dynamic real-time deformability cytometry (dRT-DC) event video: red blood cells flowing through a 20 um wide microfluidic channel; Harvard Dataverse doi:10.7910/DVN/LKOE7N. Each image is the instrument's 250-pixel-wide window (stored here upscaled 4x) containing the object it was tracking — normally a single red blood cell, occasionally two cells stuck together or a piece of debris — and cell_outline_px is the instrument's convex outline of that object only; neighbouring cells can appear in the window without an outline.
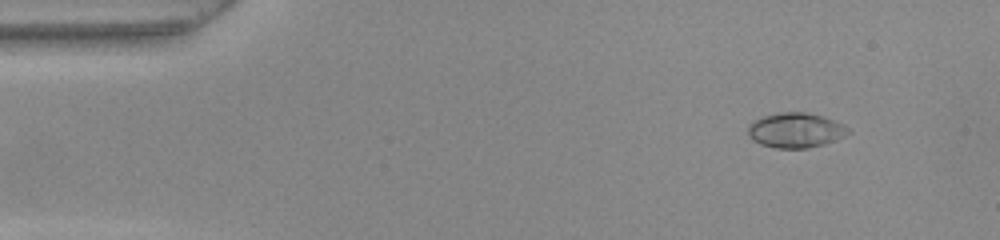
{"species": "common noctule bat (a hibernating species)", "species_latin": "Nyctalus noctula", "temperature_condition": "warm", "stored_images_in_passage": 52, "camera_frame_rate_fps": 3000, "um_per_image_px": 0.085, "animal": {"sex": "female", "body_mass_g": 22.0, "forearm_length_mm": 56.7}, "frame": {"image": 1, "passage_image": 6, "time_ms": 1.667, "image_size_px": [1000, 240], "cell_outline_px": [[852, 132], [844, 136], [824, 144], [808, 148], [776, 148], [760, 144], [752, 140], [748, 136], [748, 124], [752, 120], [764, 116], [780, 112], [808, 112], [844, 124]], "centroid_in_image_um": [67.6, 11.07], "position_along_channel_um": 17.4, "area_um2": 20.46}}
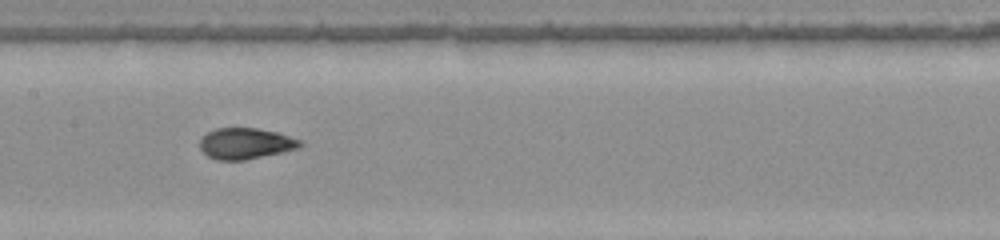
{"frame": {"image": 2, "passage_image": 26, "time_ms": 8.333, "image_size_px": [1000, 240], "cell_outline_px": [[304, 144], [300, 148], [244, 160], [216, 160], [208, 156], [200, 148], [200, 140], [208, 132], [216, 128], [256, 128], [276, 132], [300, 140]], "centroid_in_image_um": [20.88, 12.2], "position_along_channel_um": 186.5, "area_um2": 17.98}}
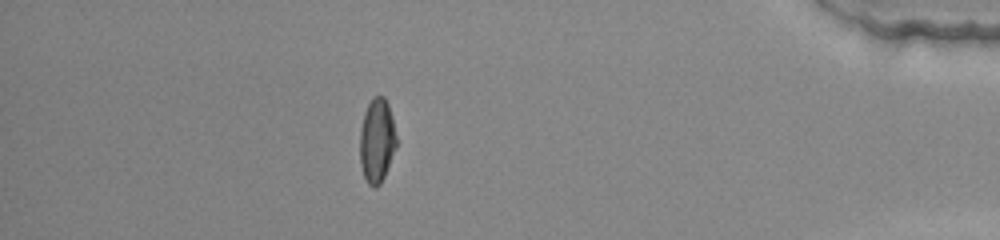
{"frame": {"image": 3, "passage_image": 46, "time_ms": 15.0, "image_size_px": [1000, 240], "cell_outline_px": [[396, 148], [384, 176], [380, 184], [376, 188], [372, 188], [368, 184], [364, 176], [360, 164], [360, 132], [364, 112], [372, 96], [384, 96], [388, 104], [392, 116], [396, 136]], "centroid_in_image_um": [32.03, 11.95], "position_along_channel_um": 403.2, "area_um2": 17.98}, "authors_computed_cell_mechanics": {"area_um2": 18.496, "velocity_mm_per_s": 3.9559, "shape_relaxation_time_tau1_ms": 7.0054, "shape_relaxation_time_tau2_ms": null, "deformation_change_tau1": 0.2748, "deformation_change_tau2": null}}